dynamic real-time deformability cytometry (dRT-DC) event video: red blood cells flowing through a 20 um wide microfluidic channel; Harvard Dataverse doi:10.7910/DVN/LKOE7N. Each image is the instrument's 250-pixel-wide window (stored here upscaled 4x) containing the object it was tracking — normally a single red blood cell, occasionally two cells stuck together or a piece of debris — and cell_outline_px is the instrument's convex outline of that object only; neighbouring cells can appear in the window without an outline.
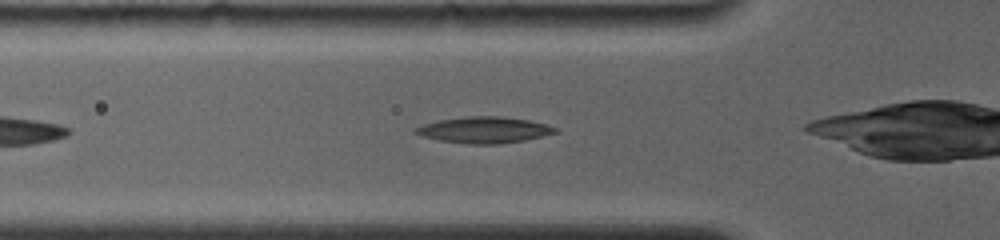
{"species": "common noctule bat (a hibernating species)", "species_latin": "Nyctalus noctula", "temperature_condition": "room temperature", "stored_images_in_passage": 44, "camera_frame_rate_fps": 4000, "um_per_image_px": 0.085, "animal": {"sex": "female", "body_mass_g": 19.0, "forearm_length_mm": 56.7}, "frame": {"image": 1, "passage_image": 4, "time_ms": 0.75, "image_size_px": [1000, 240], "cell_outline_px": [[560, 132], [524, 140], [500, 144], [468, 144], [440, 140], [424, 136], [412, 132], [412, 128], [424, 124], [440, 120], [468, 116], [500, 116], [528, 120], [560, 128]], "centroid_in_image_um": [41.17, 11.04], "position_along_channel_um": 84.6, "area_um2": 21.33}}
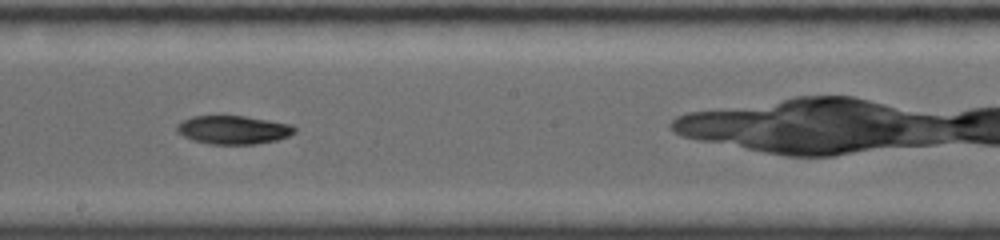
{"frame": {"image": 2, "passage_image": 19, "time_ms": 4.5, "image_size_px": [1000, 240], "cell_outline_px": [[296, 132], [288, 136], [276, 140], [256, 144], [212, 144], [192, 140], [176, 132], [176, 124], [192, 116], [244, 116], [292, 124], [296, 128]], "centroid_in_image_um": [19.83, 11.03], "position_along_channel_um": 228.4, "area_um2": 19.54}}
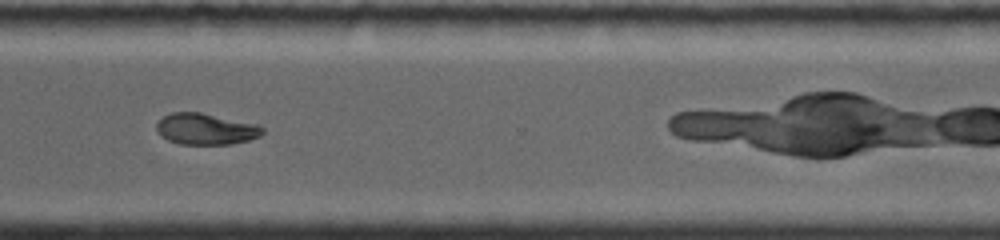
{"frame": {"image": 3, "passage_image": 32, "time_ms": 7.75, "image_size_px": [1000, 240], "cell_outline_px": [[264, 132], [260, 136], [248, 140], [232, 144], [180, 144], [168, 140], [156, 128], [156, 124], [164, 116], [172, 112], [200, 112], [260, 124], [264, 128]], "centroid_in_image_um": [17.55, 10.96], "position_along_channel_um": 353.0, "area_um2": 19.31}}